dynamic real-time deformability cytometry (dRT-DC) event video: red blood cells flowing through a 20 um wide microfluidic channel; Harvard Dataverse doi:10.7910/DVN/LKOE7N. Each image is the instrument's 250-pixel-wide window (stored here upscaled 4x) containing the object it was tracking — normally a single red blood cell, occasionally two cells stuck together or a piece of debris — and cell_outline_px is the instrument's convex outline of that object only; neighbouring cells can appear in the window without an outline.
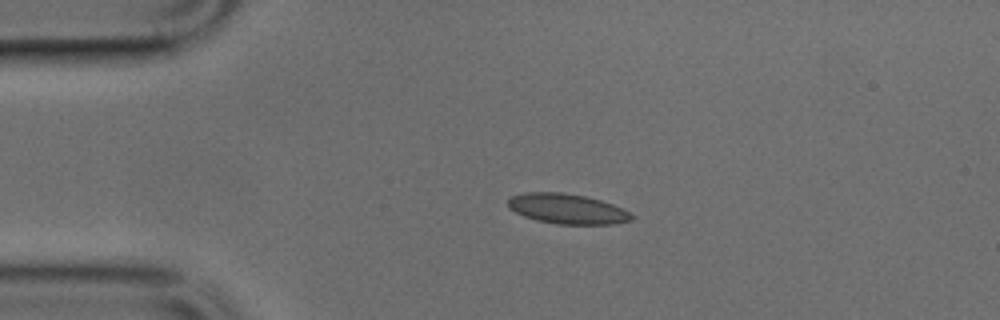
{"species": "common noctule bat (a hibernating species)", "species_latin": "Nyctalus noctula", "temperature_condition": "cold", "stored_images_in_passage": 15, "camera_frame_rate_fps": 3000, "um_per_image_px": 0.085, "animal": {"sex": "male", "body_mass_g": 17.9, "forearm_length_mm": 54.2}, "frame": {"image": 1, "passage_image": 1, "time_ms": 0.0, "image_size_px": [1000, 320], "cell_outline_px": [[636, 216], [632, 220], [616, 224], [556, 224], [536, 220], [524, 216], [508, 208], [508, 200], [512, 196], [524, 192], [564, 192], [584, 196], [600, 200], [624, 208]], "centroid_in_image_um": [48.24, 17.75], "position_along_channel_um": 36.8, "area_um2": 21.85}}
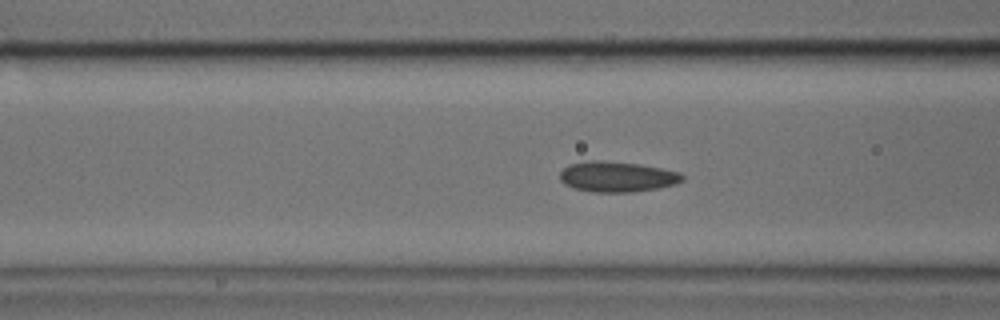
{"frame": {"image": 2, "passage_image": 9, "time_ms": 2.667, "image_size_px": [1000, 320], "cell_outline_px": [[684, 180], [676, 184], [656, 188], [632, 192], [592, 192], [572, 188], [564, 184], [560, 180], [560, 172], [568, 164], [592, 160], [600, 160], [640, 164], [680, 172], [684, 176]], "centroid_in_image_um": [52.43, 15.02], "position_along_channel_um": 114.2, "area_um2": 21.85}}